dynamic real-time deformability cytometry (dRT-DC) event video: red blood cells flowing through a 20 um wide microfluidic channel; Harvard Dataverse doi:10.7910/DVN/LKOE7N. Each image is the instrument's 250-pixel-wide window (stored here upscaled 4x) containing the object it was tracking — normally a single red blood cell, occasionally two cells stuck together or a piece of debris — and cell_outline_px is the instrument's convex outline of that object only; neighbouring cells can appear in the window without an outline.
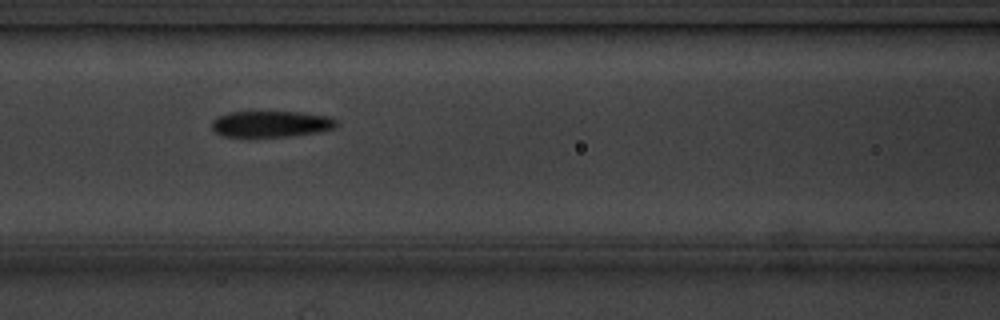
{"species": "common noctule bat (a hibernating species)", "species_latin": "Nyctalus noctula", "temperature_condition": "cold", "stored_images_in_passage": 15, "camera_frame_rate_fps": 3000, "um_per_image_px": 0.085, "animal": {"sex": "male", "body_mass_g": 20.1, "forearm_length_mm": 53.5}, "frame": {"image": 1, "passage_image": 7, "time_ms": 7.667, "image_size_px": [1000, 320], "cell_outline_px": [[336, 128], [320, 132], [288, 136], [224, 136], [216, 132], [212, 128], [212, 120], [216, 116], [228, 112], [304, 112], [332, 116], [336, 120]], "centroid_in_image_um": [23.08, 10.52], "position_along_channel_um": 143.5, "area_um2": 19.13}}
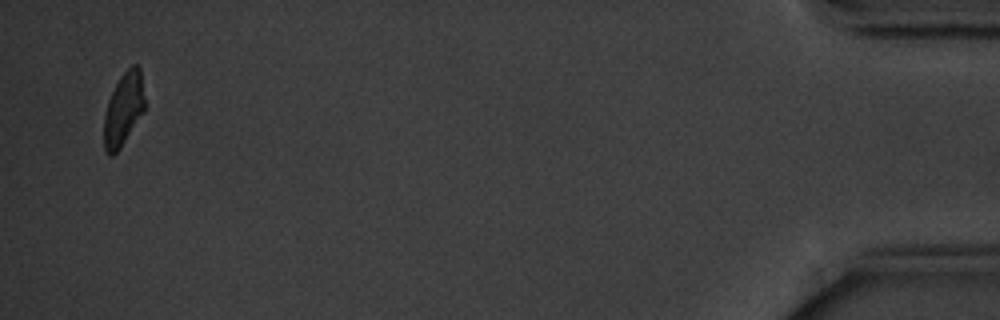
{"frame": {"image": 2, "passage_image": 15, "time_ms": 18.0, "image_size_px": [1000, 320], "cell_outline_px": [[144, 112], [120, 148], [112, 156], [108, 156], [104, 152], [104, 116], [108, 100], [120, 76], [132, 64], [140, 64], [144, 100]], "centroid_in_image_um": [10.49, 9.28], "position_along_channel_um": 424.7, "area_um2": 17.4}, "authors_computed_cell_mechanics": {"area_um2": 20.2878, "velocity_mm_per_s": 3.5494, "shape_relaxation_time_tau1_ms": 2.1361, "shape_relaxation_time_tau2_ms": 1.862, "deformation_change_tau1": 0.1102, "deformation_change_tau2": 0.0788}}